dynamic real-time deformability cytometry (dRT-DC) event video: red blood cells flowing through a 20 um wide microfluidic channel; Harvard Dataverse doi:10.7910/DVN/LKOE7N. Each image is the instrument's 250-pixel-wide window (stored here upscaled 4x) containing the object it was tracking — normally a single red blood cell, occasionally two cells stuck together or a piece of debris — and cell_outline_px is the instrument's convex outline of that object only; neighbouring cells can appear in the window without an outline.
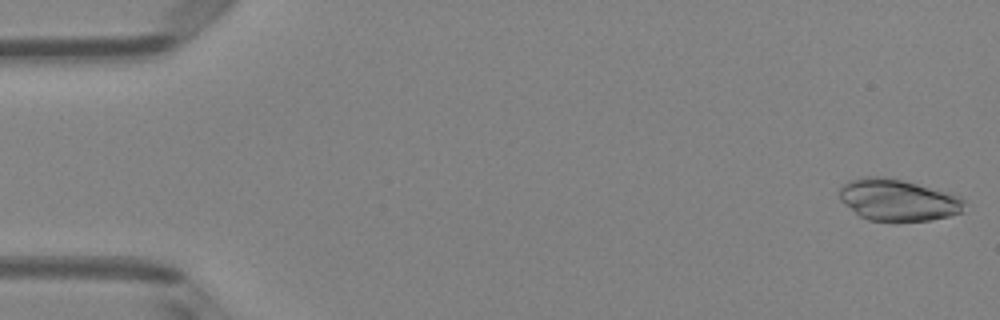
{"species": "Egyptian fruit bat (a non-hibernating species)", "species_latin": "Rousettus aegyptiacus", "temperature_condition": "room temperature", "stored_images_in_passage": 50, "camera_frame_rate_fps": 3000, "um_per_image_px": 0.085, "animal": {"sex": "female"}, "frame": {"image": 1, "passage_image": 1, "time_ms": 0.0, "image_size_px": [1000, 320], "cell_outline_px": [[964, 212], [948, 216], [928, 220], [868, 220], [860, 216], [844, 204], [840, 200], [840, 188], [848, 180], [864, 176], [880, 176], [900, 180], [916, 184], [960, 196], [964, 200]], "centroid_in_image_um": [76.3, 16.99], "position_along_channel_um": 8.7, "area_um2": 29.88}}
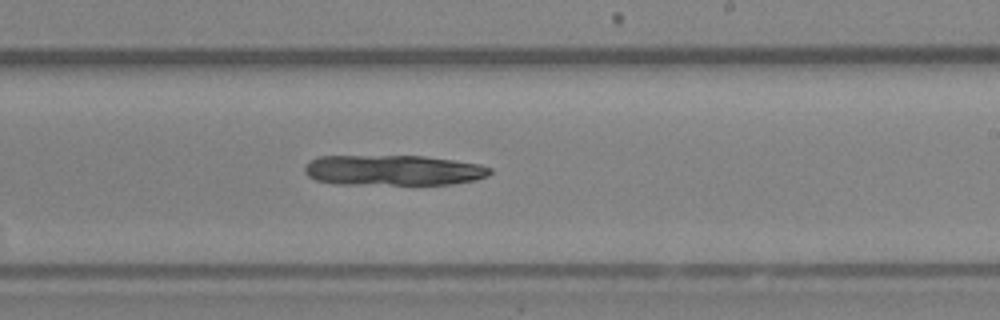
{"frame": {"image": 2, "passage_image": 30, "time_ms": 9.667, "image_size_px": [1000, 320], "cell_outline_px": [[492, 172], [488, 176], [476, 180], [452, 184], [336, 184], [316, 180], [308, 176], [304, 172], [304, 164], [308, 160], [316, 156], [424, 156], [480, 164], [492, 168]], "centroid_in_image_um": [33.4, 14.47], "position_along_channel_um": 255.6, "area_um2": 33.18}}
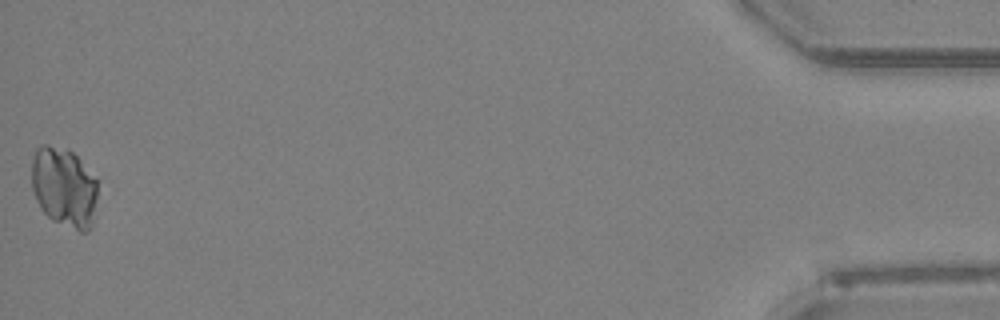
{"frame": {"image": 3, "passage_image": 50, "time_ms": 16.333, "image_size_px": [1000, 320], "cell_outline_px": [[96, 200], [92, 228], [88, 232], [80, 232], [52, 220], [40, 208], [36, 200], [32, 188], [32, 160], [36, 148], [40, 144], [48, 144], [68, 148], [80, 160], [96, 180]], "centroid_in_image_um": [5.43, 15.92], "position_along_channel_um": 429.8, "area_um2": 30.92}}